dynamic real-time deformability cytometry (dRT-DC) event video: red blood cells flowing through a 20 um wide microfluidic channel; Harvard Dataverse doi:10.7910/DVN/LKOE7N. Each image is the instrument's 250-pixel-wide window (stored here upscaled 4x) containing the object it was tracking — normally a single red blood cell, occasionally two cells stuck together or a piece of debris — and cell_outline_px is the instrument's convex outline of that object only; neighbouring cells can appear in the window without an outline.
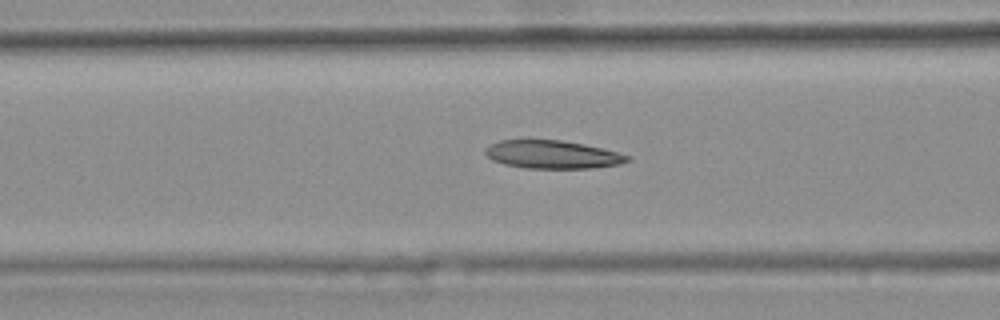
{"species": "common noctule bat (a hibernating species)", "species_latin": "Nyctalus noctula", "temperature_condition": "warm", "stored_images_in_passage": 47, "camera_frame_rate_fps": 3000, "um_per_image_px": 0.085, "animal": {"sex": "female", "body_mass_g": 25.1}, "frame": {"image": 1, "passage_image": 21, "time_ms": 6.667, "image_size_px": [1000, 320], "cell_outline_px": [[632, 160], [620, 164], [592, 168], [524, 168], [504, 164], [492, 160], [484, 152], [484, 148], [500, 140], [560, 140], [584, 144], [632, 156]], "centroid_in_image_um": [46.96, 13.14], "position_along_channel_um": 119.6, "area_um2": 23.24}}
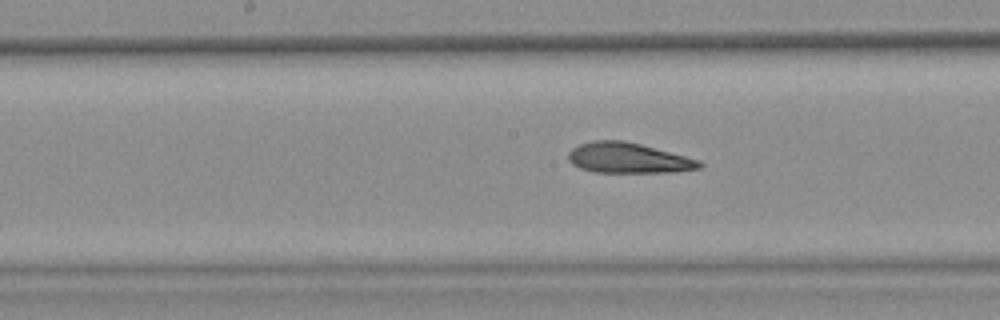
{"frame": {"image": 2, "passage_image": 27, "time_ms": 8.667, "image_size_px": [1000, 320], "cell_outline_px": [[704, 164], [700, 168], [676, 172], [592, 172], [580, 168], [572, 164], [568, 160], [568, 152], [572, 148], [580, 144], [592, 140], [624, 140], [640, 144], [700, 160]], "centroid_in_image_um": [53.38, 13.43], "position_along_channel_um": 194.8, "area_um2": 23.24}, "authors_computed_cell_mechanics": {"area_um2": 23.6402, "velocity_mm_per_s": 3.7542, "shape_relaxation_time_tau1_ms": null, "shape_relaxation_time_tau2_ms": 1.844, "deformation_change_tau1": null, "deformation_change_tau2": 0.0998}}